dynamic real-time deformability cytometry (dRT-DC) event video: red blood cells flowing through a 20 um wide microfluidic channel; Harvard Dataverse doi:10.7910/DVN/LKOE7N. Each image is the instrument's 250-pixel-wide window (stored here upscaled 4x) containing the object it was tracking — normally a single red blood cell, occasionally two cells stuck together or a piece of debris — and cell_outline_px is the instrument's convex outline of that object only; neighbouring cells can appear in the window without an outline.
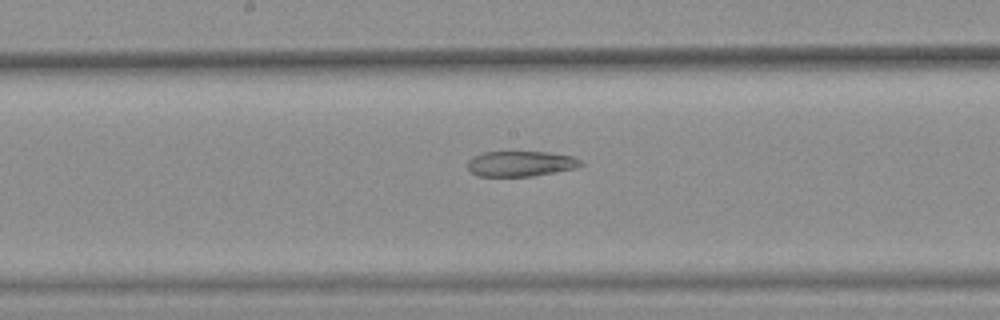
{"species": "common noctule bat (a hibernating species)", "species_latin": "Nyctalus noctula", "temperature_condition": "warm", "stored_images_in_passage": 48, "segment_of_instrument_passage": [2, 2], "camera_frame_rate_fps": 3000, "um_per_image_px": 0.085, "animal": {"sex": "female", "body_mass_g": 25.1}, "frame": {"image": 1, "passage_image": 28, "time_ms": 9.0, "image_size_px": [1000, 320], "cell_outline_px": [[584, 164], [576, 168], [532, 176], [476, 176], [468, 168], [468, 160], [472, 156], [484, 152], [548, 152], [576, 156], [584, 160]], "centroid_in_image_um": [44.31, 13.9], "position_along_channel_um": 203.9, "area_um2": 16.94}}
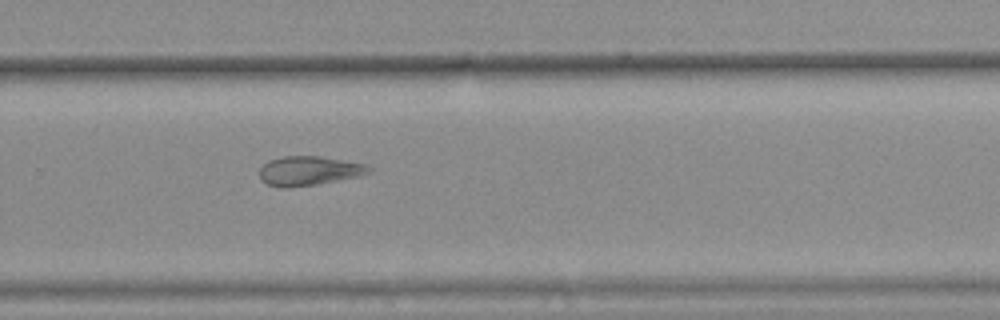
{"frame": {"image": 2, "passage_image": 36, "time_ms": 11.667, "image_size_px": [1000, 320], "cell_outline_px": [[372, 172], [356, 176], [316, 184], [288, 188], [280, 188], [268, 184], [260, 180], [260, 168], [268, 160], [284, 156], [320, 156], [364, 164], [372, 168]], "centroid_in_image_um": [26.21, 14.52], "position_along_channel_um": 303.6, "area_um2": 18.5}}
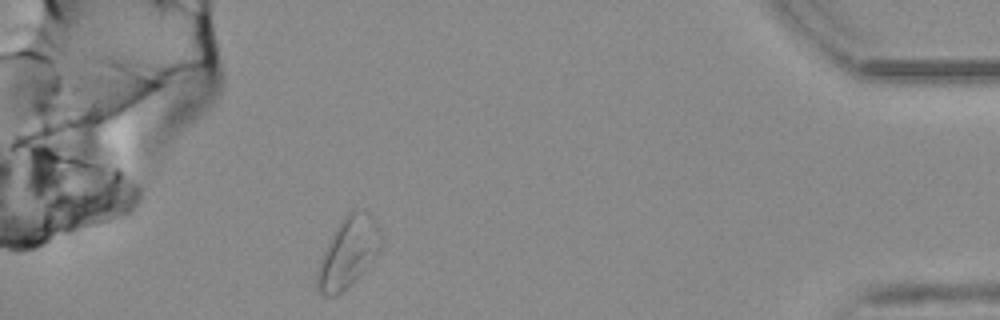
{"frame": {"image": 3, "passage_image": 48, "time_ms": 15.667, "image_size_px": [1000, 320], "cell_outline_px": [[380, 248], [376, 256], [336, 296], [324, 296], [316, 288], [316, 272], [320, 260], [340, 220], [352, 208], [356, 208], [368, 212], [376, 220], [380, 228]], "centroid_in_image_um": [29.58, 21.4], "position_along_channel_um": 405.6, "area_um2": 25.49}}